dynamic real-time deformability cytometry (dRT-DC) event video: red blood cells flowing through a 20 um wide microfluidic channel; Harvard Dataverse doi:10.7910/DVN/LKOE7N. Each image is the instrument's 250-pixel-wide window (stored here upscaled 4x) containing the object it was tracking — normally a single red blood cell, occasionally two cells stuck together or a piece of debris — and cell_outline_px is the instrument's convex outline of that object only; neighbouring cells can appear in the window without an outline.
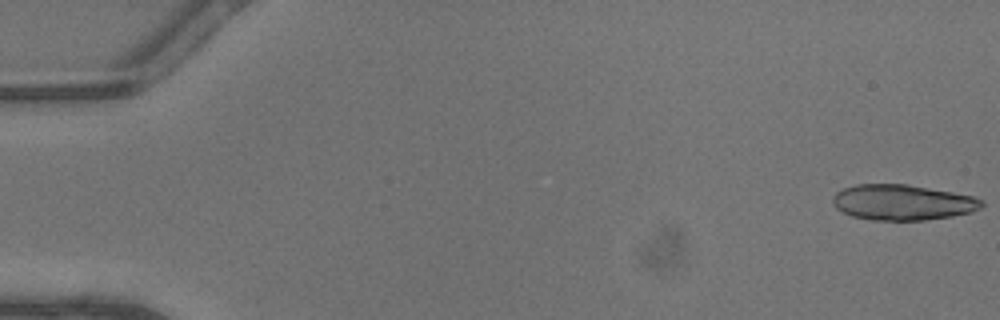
{"species": "common noctule bat (a hibernating species)", "species_latin": "Nyctalus noctula", "temperature_condition": "warm", "stored_images_in_passage": 46, "camera_frame_rate_fps": 3000, "um_per_image_px": 0.085, "animal": {"sex": "male", "body_mass_g": 13.3}, "frame": {"image": 1, "passage_image": 1, "time_ms": 0.0, "image_size_px": [1000, 320], "cell_outline_px": [[984, 204], [980, 208], [972, 212], [952, 216], [924, 220], [872, 220], [852, 216], [836, 208], [832, 204], [832, 196], [836, 192], [844, 188], [856, 184], [908, 184], [952, 192], [972, 196], [984, 200]], "centroid_in_image_um": [76.71, 17.2], "position_along_channel_um": 8.3, "area_um2": 30.92}}
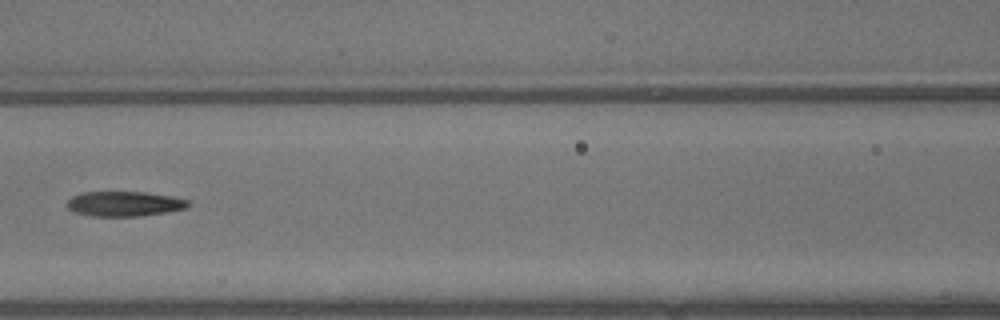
{"frame": {"image": 2, "passage_image": 22, "time_ms": 7.0, "image_size_px": [1000, 320], "cell_outline_px": [[188, 208], [168, 212], [140, 216], [92, 216], [72, 212], [64, 204], [72, 196], [84, 192], [144, 192], [172, 196], [188, 200]], "centroid_in_image_um": [10.54, 17.33], "position_along_channel_um": 156.1, "area_um2": 17.74}}
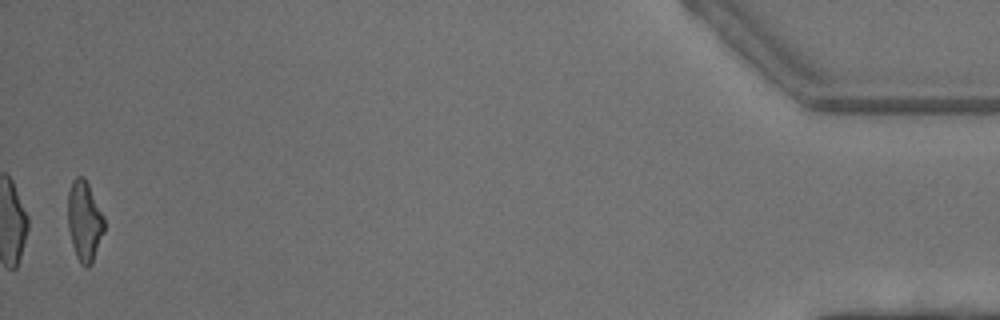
{"frame": {"image": 3, "passage_image": 46, "time_ms": 15.0, "image_size_px": [1000, 320], "cell_outline_px": [[104, 232], [92, 264], [88, 268], [84, 268], [80, 264], [76, 256], [72, 244], [68, 228], [68, 192], [72, 180], [76, 176], [84, 176], [104, 216]], "centroid_in_image_um": [7.17, 18.81], "position_along_channel_um": 428.0, "area_um2": 17.17}, "authors_computed_cell_mechanics": {"area_um2": 18.3515, "velocity_mm_per_s": 4.5706, "shape_relaxation_time_tau1_ms": 5.4495, "shape_relaxation_time_tau2_ms": 3.11, "deformation_change_tau1": 0.2546, "deformation_change_tau2": 0.1389}}